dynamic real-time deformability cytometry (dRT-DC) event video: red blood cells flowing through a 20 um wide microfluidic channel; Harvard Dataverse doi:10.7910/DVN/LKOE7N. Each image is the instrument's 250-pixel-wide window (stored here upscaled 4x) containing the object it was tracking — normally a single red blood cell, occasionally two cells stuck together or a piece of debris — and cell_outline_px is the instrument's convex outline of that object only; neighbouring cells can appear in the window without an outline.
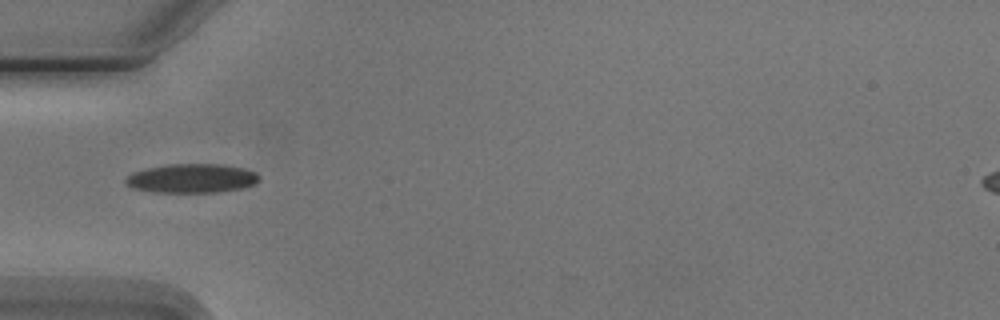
{"species": "Egyptian fruit bat (a non-hibernating species)", "species_latin": "Rousettus aegyptiacus", "temperature_condition": "cold", "stored_images_in_passage": 6, "camera_frame_rate_fps": 3000, "um_per_image_px": 0.085, "animal": {"sex": "male"}, "frame": {"image": 1, "passage_image": 4, "time_ms": 4.333, "image_size_px": [1000, 320], "cell_outline_px": [[260, 180], [256, 184], [240, 188], [216, 192], [152, 192], [132, 188], [124, 184], [124, 180], [132, 172], [148, 168], [168, 164], [224, 164], [244, 168], [256, 172], [260, 176]], "centroid_in_image_um": [16.3, 15.15], "position_along_channel_um": 68.7, "area_um2": 22.77}}
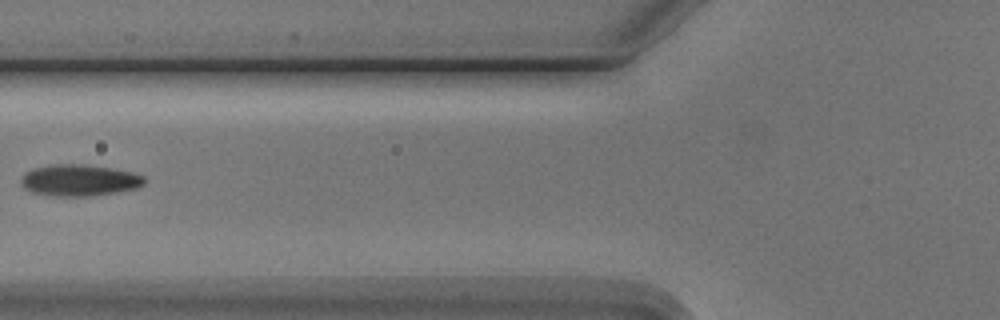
{"frame": {"image": 2, "passage_image": 5, "time_ms": 5.667, "image_size_px": [1000, 320], "cell_outline_px": [[144, 184], [136, 188], [116, 192], [92, 196], [56, 196], [32, 192], [24, 188], [20, 184], [20, 180], [24, 172], [36, 168], [52, 164], [84, 164], [132, 172], [144, 176]], "centroid_in_image_um": [6.71, 15.32], "position_along_channel_um": 119.1, "area_um2": 22.54}}
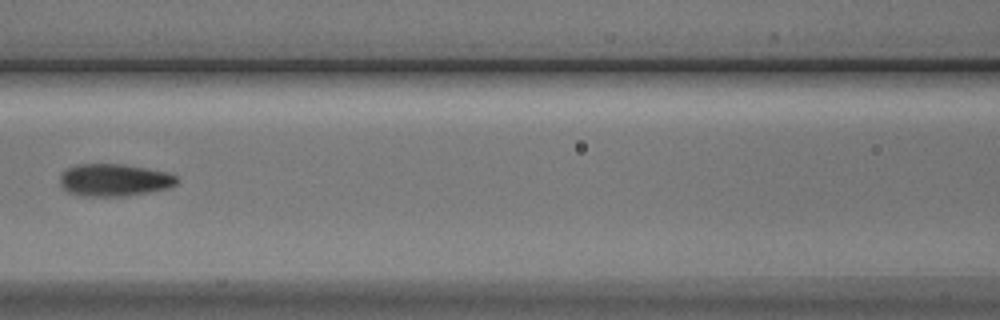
{"frame": {"image": 3, "passage_image": 6, "time_ms": 6.667, "image_size_px": [1000, 320], "cell_outline_px": [[180, 180], [172, 188], [152, 192], [124, 196], [80, 196], [68, 192], [60, 184], [60, 176], [68, 168], [76, 164], [124, 164], [168, 172], [176, 176]], "centroid_in_image_um": [9.76, 15.31], "position_along_channel_um": 156.8, "area_um2": 22.31}}